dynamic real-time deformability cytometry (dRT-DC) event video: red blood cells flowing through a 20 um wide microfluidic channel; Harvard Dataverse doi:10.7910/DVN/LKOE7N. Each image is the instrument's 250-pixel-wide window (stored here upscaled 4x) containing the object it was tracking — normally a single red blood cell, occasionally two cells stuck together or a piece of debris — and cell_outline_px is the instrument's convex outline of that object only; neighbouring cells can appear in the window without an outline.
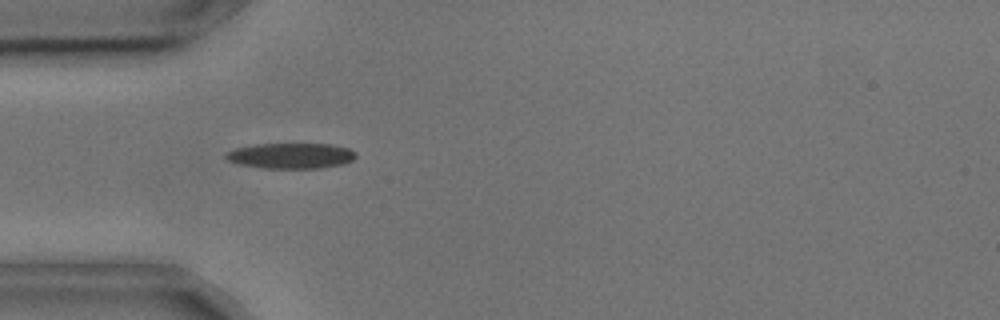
{"species": "common noctule bat (a hibernating species)", "species_latin": "Nyctalus noctula", "temperature_condition": "cold", "stored_images_in_passage": 41, "camera_frame_rate_fps": 3000, "um_per_image_px": 0.085, "animal": {"sex": "male", "body_mass_g": 17.9, "forearm_length_mm": 54.2}, "frame": {"image": 1, "passage_image": 2, "time_ms": 0.333, "image_size_px": [1000, 320], "cell_outline_px": [[356, 156], [352, 160], [344, 164], [320, 168], [264, 168], [236, 164], [228, 160], [224, 156], [228, 152], [236, 148], [256, 144], [332, 144], [348, 148], [356, 152]], "centroid_in_image_um": [24.74, 13.24], "position_along_channel_um": 60.3, "area_um2": 19.36}}
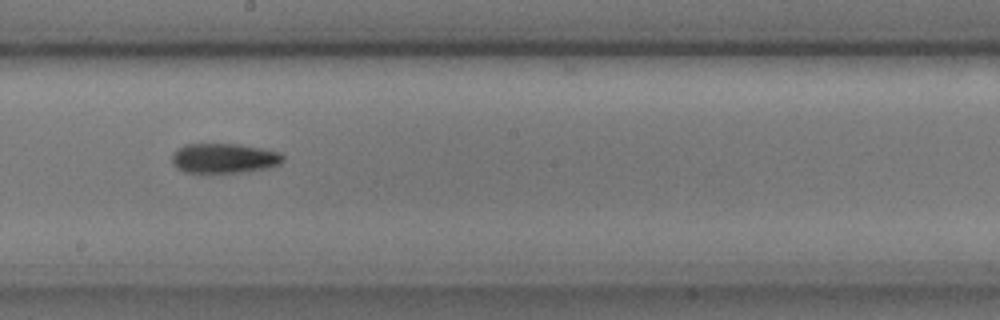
{"frame": {"image": 2, "passage_image": 16, "time_ms": 5.0, "image_size_px": [1000, 320], "cell_outline_px": [[284, 160], [280, 164], [272, 168], [240, 172], [184, 172], [176, 168], [172, 160], [172, 152], [184, 144], [240, 144], [280, 152], [284, 156]], "centroid_in_image_um": [19.07, 13.45], "position_along_channel_um": 229.1, "area_um2": 19.42}}
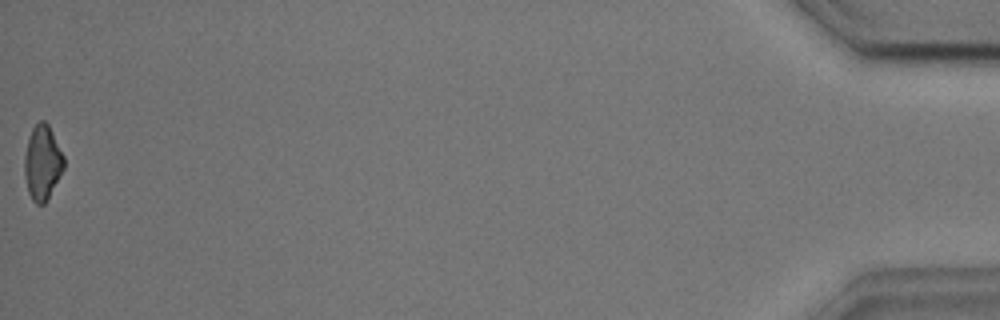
{"frame": {"image": 3, "passage_image": 41, "time_ms": 13.333, "image_size_px": [1000, 320], "cell_outline_px": [[64, 168], [48, 200], [44, 204], [36, 204], [32, 200], [28, 192], [24, 176], [24, 156], [28, 136], [32, 128], [40, 120], [44, 120], [48, 124], [64, 156]], "centroid_in_image_um": [3.59, 13.84], "position_along_channel_um": 431.6, "area_um2": 17.34}, "authors_computed_cell_mechanics": {"area_um2": 18.6116, "velocity_mm_per_s": 3.6385, "shape_relaxation_time_tau1_ms": 4.1749, "shape_relaxation_time_tau2_ms": 10.1922, "deformation_change_tau1": 0.1304, "deformation_change_tau2": 0.2002}}